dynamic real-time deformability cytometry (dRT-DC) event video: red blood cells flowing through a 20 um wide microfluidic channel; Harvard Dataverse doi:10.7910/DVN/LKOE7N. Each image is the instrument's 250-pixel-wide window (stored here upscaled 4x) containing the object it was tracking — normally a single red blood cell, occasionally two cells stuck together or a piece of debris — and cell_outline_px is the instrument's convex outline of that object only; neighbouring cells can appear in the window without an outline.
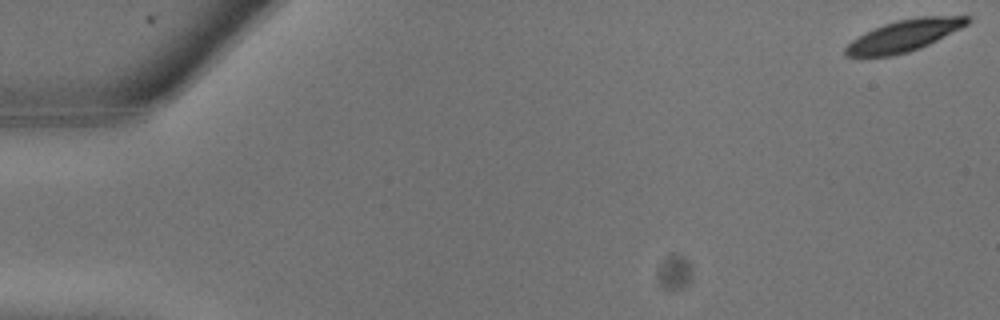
{"species": "common noctule bat (a hibernating species)", "species_latin": "Nyctalus noctula", "temperature_condition": "warm", "stored_images_in_passage": 11, "camera_frame_rate_fps": 3000, "um_per_image_px": 0.085, "animal": {"sex": "male", "body_mass_g": 13.3}, "frame": {"image": 1, "passage_image": 1, "time_ms": 0.0, "image_size_px": [1000, 320], "cell_outline_px": [[972, 20], [968, 24], [920, 48], [908, 52], [892, 56], [860, 60], [844, 56], [844, 48], [852, 40], [884, 24], [896, 20], [920, 16], [972, 16]], "centroid_in_image_um": [76.77, 3.08], "position_along_channel_um": 8.2, "area_um2": 22.83}}
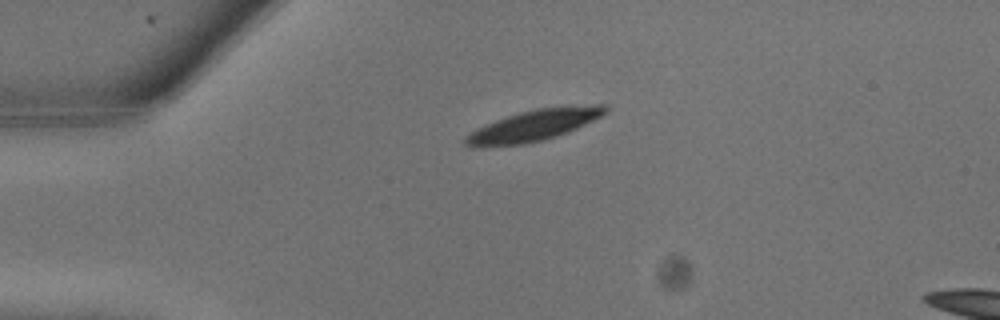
{"frame": {"image": 2, "passage_image": 7, "time_ms": 2.0, "image_size_px": [1000, 320], "cell_outline_px": [[608, 112], [568, 132], [544, 140], [524, 144], [480, 148], [472, 148], [464, 144], [464, 136], [496, 120], [520, 112], [536, 108], [592, 104], [608, 104]], "centroid_in_image_um": [45.37, 10.67], "position_along_channel_um": 39.6, "area_um2": 25.43}}